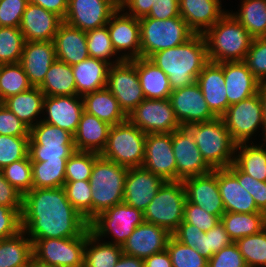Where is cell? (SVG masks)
Listing matches in <instances>:
<instances>
[{
  "mask_svg": "<svg viewBox=\"0 0 266 267\" xmlns=\"http://www.w3.org/2000/svg\"><path fill=\"white\" fill-rule=\"evenodd\" d=\"M38 88L45 96L76 95V84L72 67L56 59L46 73L43 83Z\"/></svg>",
  "mask_w": 266,
  "mask_h": 267,
  "instance_id": "cell-37",
  "label": "cell"
},
{
  "mask_svg": "<svg viewBox=\"0 0 266 267\" xmlns=\"http://www.w3.org/2000/svg\"><path fill=\"white\" fill-rule=\"evenodd\" d=\"M30 128L0 103V135L29 137Z\"/></svg>",
  "mask_w": 266,
  "mask_h": 267,
  "instance_id": "cell-57",
  "label": "cell"
},
{
  "mask_svg": "<svg viewBox=\"0 0 266 267\" xmlns=\"http://www.w3.org/2000/svg\"><path fill=\"white\" fill-rule=\"evenodd\" d=\"M141 58L184 44L195 33L181 17L169 19L140 18Z\"/></svg>",
  "mask_w": 266,
  "mask_h": 267,
  "instance_id": "cell-6",
  "label": "cell"
},
{
  "mask_svg": "<svg viewBox=\"0 0 266 267\" xmlns=\"http://www.w3.org/2000/svg\"><path fill=\"white\" fill-rule=\"evenodd\" d=\"M99 153L91 151H75L67 160L65 181L89 180L95 160Z\"/></svg>",
  "mask_w": 266,
  "mask_h": 267,
  "instance_id": "cell-48",
  "label": "cell"
},
{
  "mask_svg": "<svg viewBox=\"0 0 266 267\" xmlns=\"http://www.w3.org/2000/svg\"><path fill=\"white\" fill-rule=\"evenodd\" d=\"M32 267H40V266H38V265H35V264L33 263Z\"/></svg>",
  "mask_w": 266,
  "mask_h": 267,
  "instance_id": "cell-68",
  "label": "cell"
},
{
  "mask_svg": "<svg viewBox=\"0 0 266 267\" xmlns=\"http://www.w3.org/2000/svg\"><path fill=\"white\" fill-rule=\"evenodd\" d=\"M199 233H203V231L193 224L182 221L172 236L180 243L196 249L198 246Z\"/></svg>",
  "mask_w": 266,
  "mask_h": 267,
  "instance_id": "cell-62",
  "label": "cell"
},
{
  "mask_svg": "<svg viewBox=\"0 0 266 267\" xmlns=\"http://www.w3.org/2000/svg\"><path fill=\"white\" fill-rule=\"evenodd\" d=\"M143 222L142 211L122 202L99 213L89 222V228L99 239L112 233L115 241L108 243L122 246L135 228Z\"/></svg>",
  "mask_w": 266,
  "mask_h": 267,
  "instance_id": "cell-11",
  "label": "cell"
},
{
  "mask_svg": "<svg viewBox=\"0 0 266 267\" xmlns=\"http://www.w3.org/2000/svg\"><path fill=\"white\" fill-rule=\"evenodd\" d=\"M227 100L230 105L259 92L260 82L244 61L223 62Z\"/></svg>",
  "mask_w": 266,
  "mask_h": 267,
  "instance_id": "cell-28",
  "label": "cell"
},
{
  "mask_svg": "<svg viewBox=\"0 0 266 267\" xmlns=\"http://www.w3.org/2000/svg\"><path fill=\"white\" fill-rule=\"evenodd\" d=\"M63 188L71 205L90 222L92 220V190L89 180L65 181Z\"/></svg>",
  "mask_w": 266,
  "mask_h": 267,
  "instance_id": "cell-46",
  "label": "cell"
},
{
  "mask_svg": "<svg viewBox=\"0 0 266 267\" xmlns=\"http://www.w3.org/2000/svg\"><path fill=\"white\" fill-rule=\"evenodd\" d=\"M114 267H144V260L122 253Z\"/></svg>",
  "mask_w": 266,
  "mask_h": 267,
  "instance_id": "cell-66",
  "label": "cell"
},
{
  "mask_svg": "<svg viewBox=\"0 0 266 267\" xmlns=\"http://www.w3.org/2000/svg\"><path fill=\"white\" fill-rule=\"evenodd\" d=\"M67 160L31 161L32 188H58L65 183V168Z\"/></svg>",
  "mask_w": 266,
  "mask_h": 267,
  "instance_id": "cell-42",
  "label": "cell"
},
{
  "mask_svg": "<svg viewBox=\"0 0 266 267\" xmlns=\"http://www.w3.org/2000/svg\"><path fill=\"white\" fill-rule=\"evenodd\" d=\"M98 241L99 238L88 228L83 267H114L123 253L121 246L108 242L100 244Z\"/></svg>",
  "mask_w": 266,
  "mask_h": 267,
  "instance_id": "cell-39",
  "label": "cell"
},
{
  "mask_svg": "<svg viewBox=\"0 0 266 267\" xmlns=\"http://www.w3.org/2000/svg\"><path fill=\"white\" fill-rule=\"evenodd\" d=\"M32 87L20 63L0 65V103Z\"/></svg>",
  "mask_w": 266,
  "mask_h": 267,
  "instance_id": "cell-43",
  "label": "cell"
},
{
  "mask_svg": "<svg viewBox=\"0 0 266 267\" xmlns=\"http://www.w3.org/2000/svg\"><path fill=\"white\" fill-rule=\"evenodd\" d=\"M240 150L234 157V164L245 174L259 181H266V149L261 146L238 143L235 150Z\"/></svg>",
  "mask_w": 266,
  "mask_h": 267,
  "instance_id": "cell-40",
  "label": "cell"
},
{
  "mask_svg": "<svg viewBox=\"0 0 266 267\" xmlns=\"http://www.w3.org/2000/svg\"><path fill=\"white\" fill-rule=\"evenodd\" d=\"M119 8V0H69L63 21L87 32L107 25Z\"/></svg>",
  "mask_w": 266,
  "mask_h": 267,
  "instance_id": "cell-15",
  "label": "cell"
},
{
  "mask_svg": "<svg viewBox=\"0 0 266 267\" xmlns=\"http://www.w3.org/2000/svg\"><path fill=\"white\" fill-rule=\"evenodd\" d=\"M28 0H0V27H20Z\"/></svg>",
  "mask_w": 266,
  "mask_h": 267,
  "instance_id": "cell-55",
  "label": "cell"
},
{
  "mask_svg": "<svg viewBox=\"0 0 266 267\" xmlns=\"http://www.w3.org/2000/svg\"><path fill=\"white\" fill-rule=\"evenodd\" d=\"M62 22L57 14L28 3L19 28L25 41H53Z\"/></svg>",
  "mask_w": 266,
  "mask_h": 267,
  "instance_id": "cell-27",
  "label": "cell"
},
{
  "mask_svg": "<svg viewBox=\"0 0 266 267\" xmlns=\"http://www.w3.org/2000/svg\"><path fill=\"white\" fill-rule=\"evenodd\" d=\"M187 127L193 132L202 158L212 170L227 168L234 163L233 154L237 143L232 139L222 118Z\"/></svg>",
  "mask_w": 266,
  "mask_h": 267,
  "instance_id": "cell-4",
  "label": "cell"
},
{
  "mask_svg": "<svg viewBox=\"0 0 266 267\" xmlns=\"http://www.w3.org/2000/svg\"><path fill=\"white\" fill-rule=\"evenodd\" d=\"M164 182L143 167L128 168L123 202L144 212Z\"/></svg>",
  "mask_w": 266,
  "mask_h": 267,
  "instance_id": "cell-21",
  "label": "cell"
},
{
  "mask_svg": "<svg viewBox=\"0 0 266 267\" xmlns=\"http://www.w3.org/2000/svg\"><path fill=\"white\" fill-rule=\"evenodd\" d=\"M165 181H177V165L172 149V133L146 134L142 165Z\"/></svg>",
  "mask_w": 266,
  "mask_h": 267,
  "instance_id": "cell-17",
  "label": "cell"
},
{
  "mask_svg": "<svg viewBox=\"0 0 266 267\" xmlns=\"http://www.w3.org/2000/svg\"><path fill=\"white\" fill-rule=\"evenodd\" d=\"M220 221L221 219L217 215L207 213L204 209L186 199L183 222L193 224L201 231L207 232Z\"/></svg>",
  "mask_w": 266,
  "mask_h": 267,
  "instance_id": "cell-54",
  "label": "cell"
},
{
  "mask_svg": "<svg viewBox=\"0 0 266 267\" xmlns=\"http://www.w3.org/2000/svg\"><path fill=\"white\" fill-rule=\"evenodd\" d=\"M208 267H248L235 242L220 249L208 260Z\"/></svg>",
  "mask_w": 266,
  "mask_h": 267,
  "instance_id": "cell-58",
  "label": "cell"
},
{
  "mask_svg": "<svg viewBox=\"0 0 266 267\" xmlns=\"http://www.w3.org/2000/svg\"><path fill=\"white\" fill-rule=\"evenodd\" d=\"M154 1L155 0H119V6L122 11L127 6V8H129V14L127 12L125 13L140 19L149 15L151 7L154 6Z\"/></svg>",
  "mask_w": 266,
  "mask_h": 267,
  "instance_id": "cell-63",
  "label": "cell"
},
{
  "mask_svg": "<svg viewBox=\"0 0 266 267\" xmlns=\"http://www.w3.org/2000/svg\"><path fill=\"white\" fill-rule=\"evenodd\" d=\"M172 236L166 229L152 223L143 222L121 246L125 255L145 259L166 250Z\"/></svg>",
  "mask_w": 266,
  "mask_h": 267,
  "instance_id": "cell-22",
  "label": "cell"
},
{
  "mask_svg": "<svg viewBox=\"0 0 266 267\" xmlns=\"http://www.w3.org/2000/svg\"><path fill=\"white\" fill-rule=\"evenodd\" d=\"M173 267H208V259L171 236L166 248Z\"/></svg>",
  "mask_w": 266,
  "mask_h": 267,
  "instance_id": "cell-47",
  "label": "cell"
},
{
  "mask_svg": "<svg viewBox=\"0 0 266 267\" xmlns=\"http://www.w3.org/2000/svg\"><path fill=\"white\" fill-rule=\"evenodd\" d=\"M179 16V0H155L149 15L143 18L165 20Z\"/></svg>",
  "mask_w": 266,
  "mask_h": 267,
  "instance_id": "cell-61",
  "label": "cell"
},
{
  "mask_svg": "<svg viewBox=\"0 0 266 267\" xmlns=\"http://www.w3.org/2000/svg\"><path fill=\"white\" fill-rule=\"evenodd\" d=\"M5 179L23 196L32 189V165L29 155L1 169Z\"/></svg>",
  "mask_w": 266,
  "mask_h": 267,
  "instance_id": "cell-49",
  "label": "cell"
},
{
  "mask_svg": "<svg viewBox=\"0 0 266 267\" xmlns=\"http://www.w3.org/2000/svg\"><path fill=\"white\" fill-rule=\"evenodd\" d=\"M29 3L38 5L45 10L51 11L63 20L68 11V1L69 0H28Z\"/></svg>",
  "mask_w": 266,
  "mask_h": 267,
  "instance_id": "cell-64",
  "label": "cell"
},
{
  "mask_svg": "<svg viewBox=\"0 0 266 267\" xmlns=\"http://www.w3.org/2000/svg\"><path fill=\"white\" fill-rule=\"evenodd\" d=\"M183 183L189 202L221 219L225 208L218 187V169L205 175L186 178Z\"/></svg>",
  "mask_w": 266,
  "mask_h": 267,
  "instance_id": "cell-20",
  "label": "cell"
},
{
  "mask_svg": "<svg viewBox=\"0 0 266 267\" xmlns=\"http://www.w3.org/2000/svg\"><path fill=\"white\" fill-rule=\"evenodd\" d=\"M259 94L262 102L263 118L265 124V134H266V82H262L259 87Z\"/></svg>",
  "mask_w": 266,
  "mask_h": 267,
  "instance_id": "cell-67",
  "label": "cell"
},
{
  "mask_svg": "<svg viewBox=\"0 0 266 267\" xmlns=\"http://www.w3.org/2000/svg\"><path fill=\"white\" fill-rule=\"evenodd\" d=\"M145 140L146 133L127 119L110 127L107 143L100 156L126 168L142 167Z\"/></svg>",
  "mask_w": 266,
  "mask_h": 267,
  "instance_id": "cell-7",
  "label": "cell"
},
{
  "mask_svg": "<svg viewBox=\"0 0 266 267\" xmlns=\"http://www.w3.org/2000/svg\"><path fill=\"white\" fill-rule=\"evenodd\" d=\"M169 99L181 126L209 122L217 118L209 109L196 82L191 86L173 90Z\"/></svg>",
  "mask_w": 266,
  "mask_h": 267,
  "instance_id": "cell-18",
  "label": "cell"
},
{
  "mask_svg": "<svg viewBox=\"0 0 266 267\" xmlns=\"http://www.w3.org/2000/svg\"><path fill=\"white\" fill-rule=\"evenodd\" d=\"M29 137L0 135V170L28 156Z\"/></svg>",
  "mask_w": 266,
  "mask_h": 267,
  "instance_id": "cell-52",
  "label": "cell"
},
{
  "mask_svg": "<svg viewBox=\"0 0 266 267\" xmlns=\"http://www.w3.org/2000/svg\"><path fill=\"white\" fill-rule=\"evenodd\" d=\"M203 36L208 60L214 63L244 61L253 40L250 33L228 12Z\"/></svg>",
  "mask_w": 266,
  "mask_h": 267,
  "instance_id": "cell-3",
  "label": "cell"
},
{
  "mask_svg": "<svg viewBox=\"0 0 266 267\" xmlns=\"http://www.w3.org/2000/svg\"><path fill=\"white\" fill-rule=\"evenodd\" d=\"M211 112L221 118L230 106L227 100L223 62L209 61L196 79Z\"/></svg>",
  "mask_w": 266,
  "mask_h": 267,
  "instance_id": "cell-26",
  "label": "cell"
},
{
  "mask_svg": "<svg viewBox=\"0 0 266 267\" xmlns=\"http://www.w3.org/2000/svg\"><path fill=\"white\" fill-rule=\"evenodd\" d=\"M186 190L183 181H165L147 206L144 221L173 234L183 221Z\"/></svg>",
  "mask_w": 266,
  "mask_h": 267,
  "instance_id": "cell-8",
  "label": "cell"
},
{
  "mask_svg": "<svg viewBox=\"0 0 266 267\" xmlns=\"http://www.w3.org/2000/svg\"><path fill=\"white\" fill-rule=\"evenodd\" d=\"M114 62L108 70L106 88L128 116L145 99L136 70V59L122 60L118 57Z\"/></svg>",
  "mask_w": 266,
  "mask_h": 267,
  "instance_id": "cell-12",
  "label": "cell"
},
{
  "mask_svg": "<svg viewBox=\"0 0 266 267\" xmlns=\"http://www.w3.org/2000/svg\"><path fill=\"white\" fill-rule=\"evenodd\" d=\"M22 209L0 205V240L22 231Z\"/></svg>",
  "mask_w": 266,
  "mask_h": 267,
  "instance_id": "cell-56",
  "label": "cell"
},
{
  "mask_svg": "<svg viewBox=\"0 0 266 267\" xmlns=\"http://www.w3.org/2000/svg\"><path fill=\"white\" fill-rule=\"evenodd\" d=\"M232 15L253 38L266 37V0H243Z\"/></svg>",
  "mask_w": 266,
  "mask_h": 267,
  "instance_id": "cell-41",
  "label": "cell"
},
{
  "mask_svg": "<svg viewBox=\"0 0 266 267\" xmlns=\"http://www.w3.org/2000/svg\"><path fill=\"white\" fill-rule=\"evenodd\" d=\"M232 242L229 234L225 230L224 224L220 221L209 231L199 233L196 250L209 260L213 254L230 245Z\"/></svg>",
  "mask_w": 266,
  "mask_h": 267,
  "instance_id": "cell-50",
  "label": "cell"
},
{
  "mask_svg": "<svg viewBox=\"0 0 266 267\" xmlns=\"http://www.w3.org/2000/svg\"><path fill=\"white\" fill-rule=\"evenodd\" d=\"M0 205L10 208H23V195L4 177L0 170Z\"/></svg>",
  "mask_w": 266,
  "mask_h": 267,
  "instance_id": "cell-60",
  "label": "cell"
},
{
  "mask_svg": "<svg viewBox=\"0 0 266 267\" xmlns=\"http://www.w3.org/2000/svg\"><path fill=\"white\" fill-rule=\"evenodd\" d=\"M148 59L168 76L172 91L193 85L209 62L203 34H195L184 44L156 52Z\"/></svg>",
  "mask_w": 266,
  "mask_h": 267,
  "instance_id": "cell-2",
  "label": "cell"
},
{
  "mask_svg": "<svg viewBox=\"0 0 266 267\" xmlns=\"http://www.w3.org/2000/svg\"><path fill=\"white\" fill-rule=\"evenodd\" d=\"M144 267H173L167 250L144 259Z\"/></svg>",
  "mask_w": 266,
  "mask_h": 267,
  "instance_id": "cell-65",
  "label": "cell"
},
{
  "mask_svg": "<svg viewBox=\"0 0 266 267\" xmlns=\"http://www.w3.org/2000/svg\"><path fill=\"white\" fill-rule=\"evenodd\" d=\"M75 151L73 135L68 131L41 120L30 128L28 155L31 161L68 160Z\"/></svg>",
  "mask_w": 266,
  "mask_h": 267,
  "instance_id": "cell-10",
  "label": "cell"
},
{
  "mask_svg": "<svg viewBox=\"0 0 266 267\" xmlns=\"http://www.w3.org/2000/svg\"><path fill=\"white\" fill-rule=\"evenodd\" d=\"M221 222L224 224L230 239L236 242L243 237L256 234L263 230L266 227V214L264 212H225L221 216Z\"/></svg>",
  "mask_w": 266,
  "mask_h": 267,
  "instance_id": "cell-38",
  "label": "cell"
},
{
  "mask_svg": "<svg viewBox=\"0 0 266 267\" xmlns=\"http://www.w3.org/2000/svg\"><path fill=\"white\" fill-rule=\"evenodd\" d=\"M111 125L83 111L77 130L73 135L77 151L101 153L105 148Z\"/></svg>",
  "mask_w": 266,
  "mask_h": 267,
  "instance_id": "cell-31",
  "label": "cell"
},
{
  "mask_svg": "<svg viewBox=\"0 0 266 267\" xmlns=\"http://www.w3.org/2000/svg\"><path fill=\"white\" fill-rule=\"evenodd\" d=\"M25 39L17 27H0V64L19 63Z\"/></svg>",
  "mask_w": 266,
  "mask_h": 267,
  "instance_id": "cell-45",
  "label": "cell"
},
{
  "mask_svg": "<svg viewBox=\"0 0 266 267\" xmlns=\"http://www.w3.org/2000/svg\"><path fill=\"white\" fill-rule=\"evenodd\" d=\"M71 67L76 84V95L83 97L107 87L109 63L88 57Z\"/></svg>",
  "mask_w": 266,
  "mask_h": 267,
  "instance_id": "cell-32",
  "label": "cell"
},
{
  "mask_svg": "<svg viewBox=\"0 0 266 267\" xmlns=\"http://www.w3.org/2000/svg\"><path fill=\"white\" fill-rule=\"evenodd\" d=\"M236 245L248 267H266V227L237 240Z\"/></svg>",
  "mask_w": 266,
  "mask_h": 267,
  "instance_id": "cell-44",
  "label": "cell"
},
{
  "mask_svg": "<svg viewBox=\"0 0 266 267\" xmlns=\"http://www.w3.org/2000/svg\"><path fill=\"white\" fill-rule=\"evenodd\" d=\"M55 60L53 41H25L19 63L32 87H39Z\"/></svg>",
  "mask_w": 266,
  "mask_h": 267,
  "instance_id": "cell-25",
  "label": "cell"
},
{
  "mask_svg": "<svg viewBox=\"0 0 266 267\" xmlns=\"http://www.w3.org/2000/svg\"><path fill=\"white\" fill-rule=\"evenodd\" d=\"M87 48L90 57L109 63L111 56L116 55L113 49L107 25L86 32Z\"/></svg>",
  "mask_w": 266,
  "mask_h": 267,
  "instance_id": "cell-51",
  "label": "cell"
},
{
  "mask_svg": "<svg viewBox=\"0 0 266 267\" xmlns=\"http://www.w3.org/2000/svg\"><path fill=\"white\" fill-rule=\"evenodd\" d=\"M33 263L40 267H83L87 230L78 237L30 239Z\"/></svg>",
  "mask_w": 266,
  "mask_h": 267,
  "instance_id": "cell-9",
  "label": "cell"
},
{
  "mask_svg": "<svg viewBox=\"0 0 266 267\" xmlns=\"http://www.w3.org/2000/svg\"><path fill=\"white\" fill-rule=\"evenodd\" d=\"M82 98L85 112L96 116L111 126L127 120V115L107 88L86 94Z\"/></svg>",
  "mask_w": 266,
  "mask_h": 267,
  "instance_id": "cell-34",
  "label": "cell"
},
{
  "mask_svg": "<svg viewBox=\"0 0 266 267\" xmlns=\"http://www.w3.org/2000/svg\"><path fill=\"white\" fill-rule=\"evenodd\" d=\"M21 217L22 230L30 239L73 238L89 228L63 187L32 188L23 196Z\"/></svg>",
  "mask_w": 266,
  "mask_h": 267,
  "instance_id": "cell-1",
  "label": "cell"
},
{
  "mask_svg": "<svg viewBox=\"0 0 266 267\" xmlns=\"http://www.w3.org/2000/svg\"><path fill=\"white\" fill-rule=\"evenodd\" d=\"M221 8V0H179L180 16L195 34L211 28L226 13Z\"/></svg>",
  "mask_w": 266,
  "mask_h": 267,
  "instance_id": "cell-29",
  "label": "cell"
},
{
  "mask_svg": "<svg viewBox=\"0 0 266 267\" xmlns=\"http://www.w3.org/2000/svg\"><path fill=\"white\" fill-rule=\"evenodd\" d=\"M136 70L145 99H169L172 88L168 76L148 58L136 59Z\"/></svg>",
  "mask_w": 266,
  "mask_h": 267,
  "instance_id": "cell-33",
  "label": "cell"
},
{
  "mask_svg": "<svg viewBox=\"0 0 266 267\" xmlns=\"http://www.w3.org/2000/svg\"><path fill=\"white\" fill-rule=\"evenodd\" d=\"M128 168L99 156L89 179L92 190V219L99 213L123 202Z\"/></svg>",
  "mask_w": 266,
  "mask_h": 267,
  "instance_id": "cell-5",
  "label": "cell"
},
{
  "mask_svg": "<svg viewBox=\"0 0 266 267\" xmlns=\"http://www.w3.org/2000/svg\"><path fill=\"white\" fill-rule=\"evenodd\" d=\"M22 230L15 236L0 240V267L33 265V242Z\"/></svg>",
  "mask_w": 266,
  "mask_h": 267,
  "instance_id": "cell-36",
  "label": "cell"
},
{
  "mask_svg": "<svg viewBox=\"0 0 266 267\" xmlns=\"http://www.w3.org/2000/svg\"><path fill=\"white\" fill-rule=\"evenodd\" d=\"M45 94L38 87L5 99L2 104L13 112L29 128L33 127L35 116L43 112Z\"/></svg>",
  "mask_w": 266,
  "mask_h": 267,
  "instance_id": "cell-35",
  "label": "cell"
},
{
  "mask_svg": "<svg viewBox=\"0 0 266 267\" xmlns=\"http://www.w3.org/2000/svg\"><path fill=\"white\" fill-rule=\"evenodd\" d=\"M43 110L46 111L48 117L41 121L74 135L84 111L83 98L78 95L45 96Z\"/></svg>",
  "mask_w": 266,
  "mask_h": 267,
  "instance_id": "cell-24",
  "label": "cell"
},
{
  "mask_svg": "<svg viewBox=\"0 0 266 267\" xmlns=\"http://www.w3.org/2000/svg\"><path fill=\"white\" fill-rule=\"evenodd\" d=\"M218 187L225 212H261L254 198L238 182V167L234 163L227 168L218 169Z\"/></svg>",
  "mask_w": 266,
  "mask_h": 267,
  "instance_id": "cell-23",
  "label": "cell"
},
{
  "mask_svg": "<svg viewBox=\"0 0 266 267\" xmlns=\"http://www.w3.org/2000/svg\"><path fill=\"white\" fill-rule=\"evenodd\" d=\"M127 119L146 134L172 133L181 126L170 99H144Z\"/></svg>",
  "mask_w": 266,
  "mask_h": 267,
  "instance_id": "cell-14",
  "label": "cell"
},
{
  "mask_svg": "<svg viewBox=\"0 0 266 267\" xmlns=\"http://www.w3.org/2000/svg\"><path fill=\"white\" fill-rule=\"evenodd\" d=\"M56 59L73 66L90 57L86 32L62 22L54 39Z\"/></svg>",
  "mask_w": 266,
  "mask_h": 267,
  "instance_id": "cell-30",
  "label": "cell"
},
{
  "mask_svg": "<svg viewBox=\"0 0 266 267\" xmlns=\"http://www.w3.org/2000/svg\"><path fill=\"white\" fill-rule=\"evenodd\" d=\"M172 149L177 165V180L183 181L212 171L202 158L193 132L187 126H180L172 132Z\"/></svg>",
  "mask_w": 266,
  "mask_h": 267,
  "instance_id": "cell-16",
  "label": "cell"
},
{
  "mask_svg": "<svg viewBox=\"0 0 266 267\" xmlns=\"http://www.w3.org/2000/svg\"><path fill=\"white\" fill-rule=\"evenodd\" d=\"M232 139L238 144L248 142L257 128L264 129L263 135L266 142L265 124L263 118L262 102L259 92L247 99L234 103L227 108L221 117Z\"/></svg>",
  "mask_w": 266,
  "mask_h": 267,
  "instance_id": "cell-13",
  "label": "cell"
},
{
  "mask_svg": "<svg viewBox=\"0 0 266 267\" xmlns=\"http://www.w3.org/2000/svg\"><path fill=\"white\" fill-rule=\"evenodd\" d=\"M238 182L254 198L257 208L266 214V181H259L238 168Z\"/></svg>",
  "mask_w": 266,
  "mask_h": 267,
  "instance_id": "cell-59",
  "label": "cell"
},
{
  "mask_svg": "<svg viewBox=\"0 0 266 267\" xmlns=\"http://www.w3.org/2000/svg\"><path fill=\"white\" fill-rule=\"evenodd\" d=\"M119 8L107 23L111 43L115 52L127 51L122 60H133L141 57V33L139 19L126 13L120 14Z\"/></svg>",
  "mask_w": 266,
  "mask_h": 267,
  "instance_id": "cell-19",
  "label": "cell"
},
{
  "mask_svg": "<svg viewBox=\"0 0 266 267\" xmlns=\"http://www.w3.org/2000/svg\"><path fill=\"white\" fill-rule=\"evenodd\" d=\"M244 62L260 83L266 82V37L253 38Z\"/></svg>",
  "mask_w": 266,
  "mask_h": 267,
  "instance_id": "cell-53",
  "label": "cell"
}]
</instances>
